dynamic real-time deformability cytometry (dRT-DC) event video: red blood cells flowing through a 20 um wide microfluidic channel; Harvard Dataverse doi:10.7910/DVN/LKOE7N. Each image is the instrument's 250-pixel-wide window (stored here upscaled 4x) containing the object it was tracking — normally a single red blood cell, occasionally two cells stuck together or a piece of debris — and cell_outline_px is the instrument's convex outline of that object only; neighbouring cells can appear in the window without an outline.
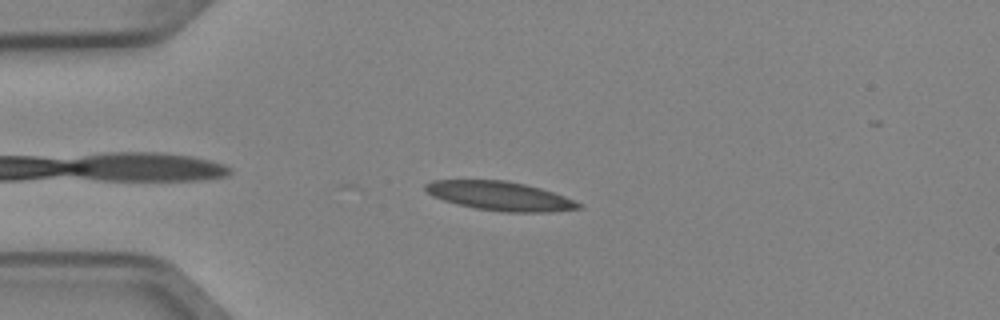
{"species": "Egyptian fruit bat (a non-hibernating species)", "species_latin": "Rousettus aegyptiacus", "temperature_condition": "cold", "stored_images_in_passage": 6, "camera_frame_rate_fps": 3000, "um_per_image_px": 0.085, "animal": {"sex": "female"}, "frame": {"image": 1, "passage_image": 2, "time_ms": 0.333, "image_size_px": [1000, 320], "cell_outline_px": [[584, 208], [552, 212], [504, 212], [476, 208], [444, 200], [432, 196], [424, 192], [424, 184], [432, 180], [504, 180], [524, 184], [540, 188], [564, 196], [584, 204]], "centroid_in_image_um": [42.51, 16.66], "position_along_channel_um": 42.5, "area_um2": 25.95}}
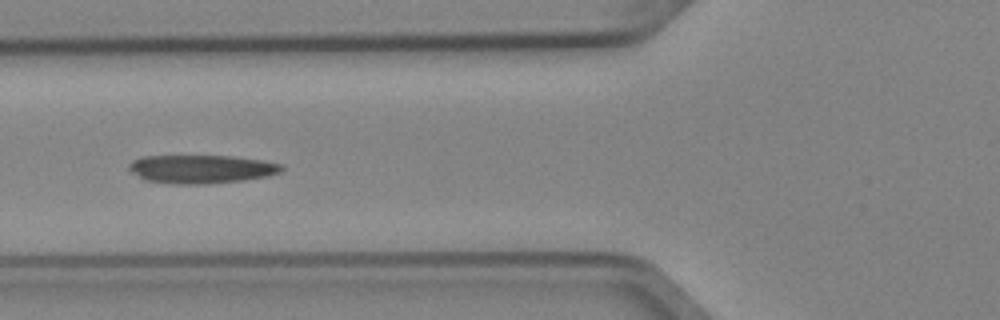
{"frame": {"image": 2, "passage_image": 4, "time_ms": 1.0, "image_size_px": [1000, 320], "cell_outline_px": [[284, 168], [280, 172], [268, 176], [244, 180], [208, 184], [172, 184], [148, 180], [132, 172], [128, 168], [128, 164], [132, 160], [144, 156], [236, 156], [264, 160], [284, 164]], "centroid_in_image_um": [17.17, 14.36], "position_along_channel_um": 108.6, "area_um2": 25.43}}
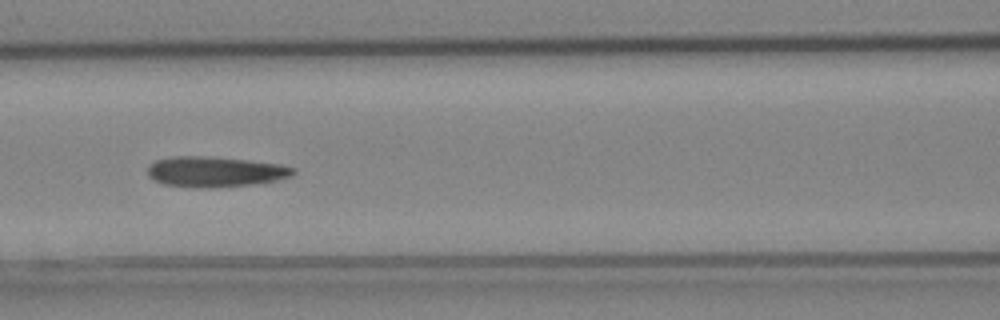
{"frame": {"image": 3, "passage_image": 5, "time_ms": 1.333, "image_size_px": [1000, 320], "cell_outline_px": [[296, 172], [292, 176], [272, 180], [248, 184], [212, 188], [196, 188], [164, 184], [152, 180], [148, 176], [148, 164], [156, 160], [176, 156], [204, 156], [248, 160], [280, 164], [296, 168]], "centroid_in_image_um": [18.24, 14.59], "position_along_channel_um": 148.4, "area_um2": 25.72}}